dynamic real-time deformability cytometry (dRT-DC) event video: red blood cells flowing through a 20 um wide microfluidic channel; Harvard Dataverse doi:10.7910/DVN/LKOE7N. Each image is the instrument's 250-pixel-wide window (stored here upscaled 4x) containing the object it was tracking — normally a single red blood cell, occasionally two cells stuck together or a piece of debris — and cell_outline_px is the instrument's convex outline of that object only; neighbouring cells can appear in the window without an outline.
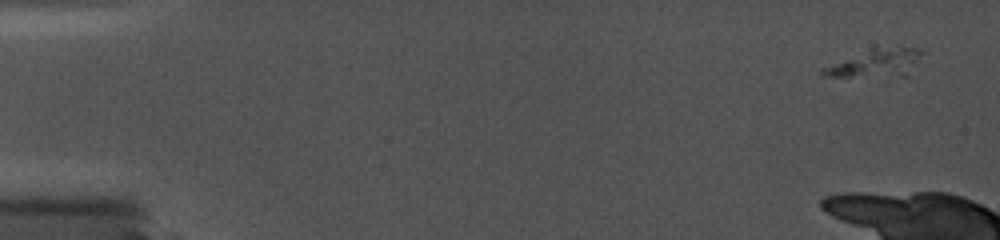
{"species": "common noctule bat (a hibernating species)", "species_latin": "Nyctalus noctula", "temperature_condition": "cold", "stored_images_in_passage": 10, "camera_frame_rate_fps": 5000, "um_per_image_px": 0.085, "animal": {"sex": "female", "body_mass_g": 19.0, "forearm_length_mm": 56.7}, "frame": {"image": 1, "passage_image": 1, "time_ms": 0.0, "image_size_px": [1000, 240], "cell_outline_px": [[924, 52], [908, 76], [888, 80], [820, 76], [820, 68], [872, 48], [900, 44], [920, 48]], "centroid_in_image_um": [74.5, 5.41], "position_along_channel_um": 10.5, "area_um2": 17.8}}
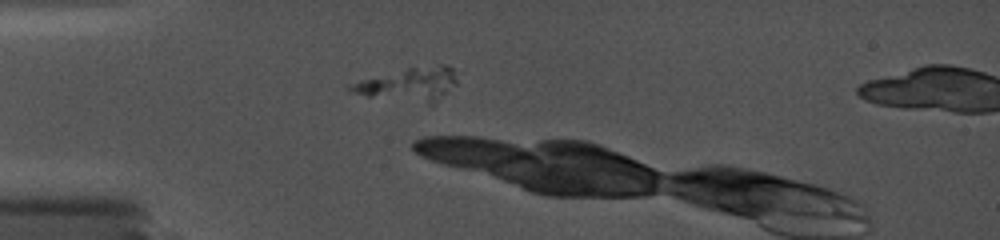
{"frame": {"image": 2, "passage_image": 6, "time_ms": 4.6, "image_size_px": [1000, 240], "cell_outline_px": [[456, 84], [432, 104], [428, 104], [368, 96], [352, 92], [344, 88], [348, 84], [360, 80], [408, 68], [440, 64], [448, 64], [452, 68], [456, 80]], "centroid_in_image_um": [34.74, 7.16], "position_along_channel_um": 50.3, "area_um2": 20.46}}